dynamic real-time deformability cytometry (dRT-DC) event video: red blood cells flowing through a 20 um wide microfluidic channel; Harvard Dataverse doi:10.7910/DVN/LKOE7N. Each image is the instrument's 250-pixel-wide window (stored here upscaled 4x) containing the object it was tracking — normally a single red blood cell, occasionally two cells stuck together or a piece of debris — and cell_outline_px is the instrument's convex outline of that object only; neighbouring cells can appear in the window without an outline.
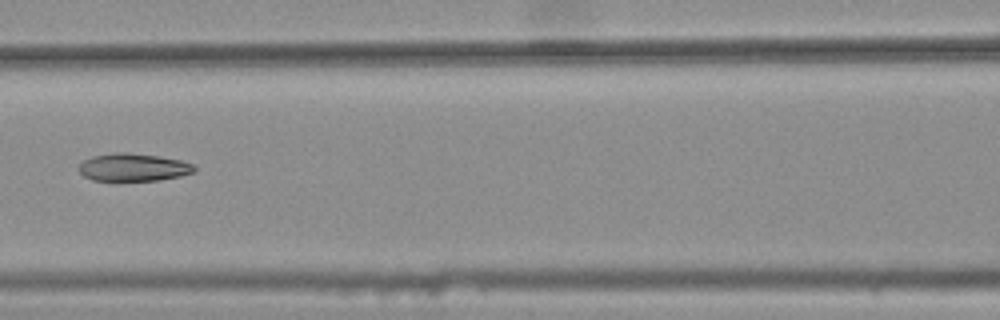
{"species": "common noctule bat (a hibernating species)", "species_latin": "Nyctalus noctula", "temperature_condition": "warm", "stored_images_in_passage": 7, "camera_frame_rate_fps": 3000, "um_per_image_px": 0.085, "animal": {"sex": "female", "body_mass_g": 25.1}, "frame": {"image": 1, "passage_image": 7, "time_ms": 2.0, "image_size_px": [1000, 320], "cell_outline_px": [[196, 172], [180, 176], [156, 180], [92, 180], [84, 176], [76, 168], [84, 160], [92, 156], [116, 152], [128, 152], [160, 156], [180, 160], [192, 164], [196, 168]], "centroid_in_image_um": [11.32, 14.21], "position_along_channel_um": 155.3, "area_um2": 18.67}}